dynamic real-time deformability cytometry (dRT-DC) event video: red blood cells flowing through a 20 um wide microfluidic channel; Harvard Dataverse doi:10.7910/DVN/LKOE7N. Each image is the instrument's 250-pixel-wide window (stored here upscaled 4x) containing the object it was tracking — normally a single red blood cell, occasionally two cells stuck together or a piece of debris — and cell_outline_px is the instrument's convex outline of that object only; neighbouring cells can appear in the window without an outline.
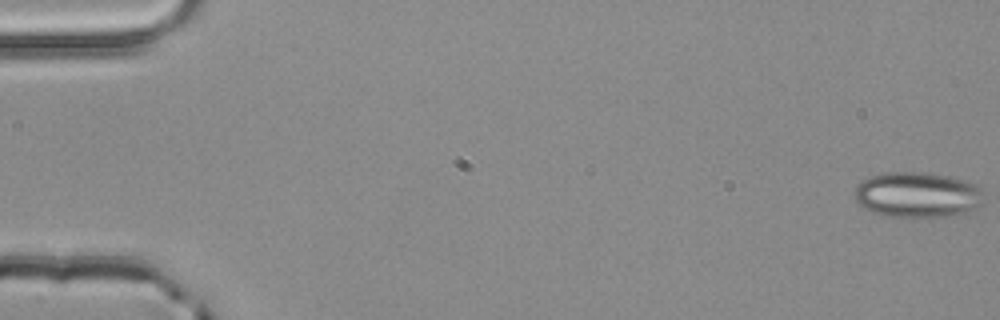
{"species": "common noctule bat (a hibernating species)", "species_latin": "Nyctalus noctula", "temperature_condition": "room temperature", "stored_images_in_passage": 3, "camera_frame_rate_fps": 3000, "um_per_image_px": 0.085, "animal": {"sex": "male", "body_mass_g": 20.4}, "frame": {"image": 1, "passage_image": 1, "time_ms": 0.0, "image_size_px": [1000, 320], "cell_outline_px": [[984, 204], [976, 208], [964, 212], [944, 216], [884, 216], [872, 212], [864, 208], [856, 200], [856, 188], [864, 180], [872, 176], [888, 172], [928, 172], [952, 176], [968, 180], [980, 184], [984, 200]], "centroid_in_image_um": [78.07, 16.53], "position_along_channel_um": 6.9, "area_um2": 34.33}}